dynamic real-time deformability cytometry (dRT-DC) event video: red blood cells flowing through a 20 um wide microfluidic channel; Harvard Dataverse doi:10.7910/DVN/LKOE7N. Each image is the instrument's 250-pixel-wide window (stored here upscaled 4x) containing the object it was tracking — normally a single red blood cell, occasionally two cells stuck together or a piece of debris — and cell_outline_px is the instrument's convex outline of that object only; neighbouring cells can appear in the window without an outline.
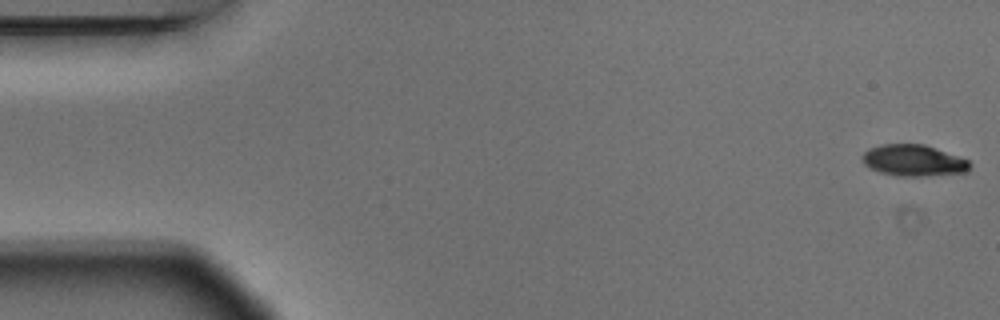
{"species": "Egyptian fruit bat (a non-hibernating species)", "species_latin": "Rousettus aegyptiacus", "temperature_condition": "warm", "stored_images_in_passage": 6, "camera_frame_rate_fps": 3000, "um_per_image_px": 0.085, "animal": {"sex": "male"}, "frame": {"image": 1, "passage_image": 1, "time_ms": 0.0, "image_size_px": [1000, 320], "cell_outline_px": [[972, 164], [968, 172], [924, 176], [900, 176], [880, 172], [864, 164], [864, 152], [868, 148], [884, 144], [924, 144], [936, 148], [968, 160]], "centroid_in_image_um": [77.69, 13.64], "position_along_channel_um": 7.3, "area_um2": 19.48}}
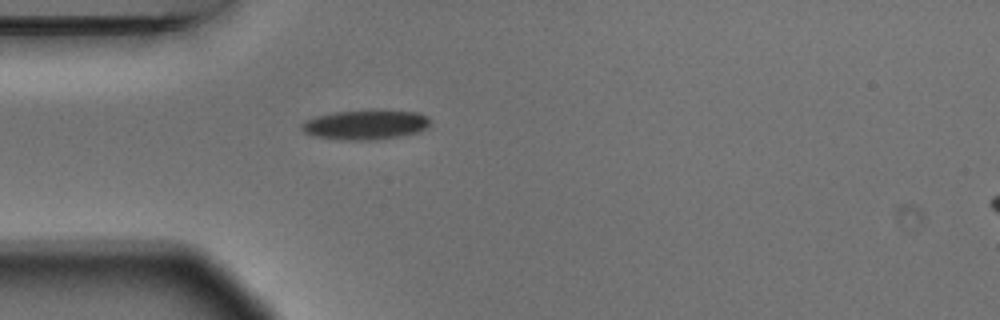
{"frame": {"image": 2, "passage_image": 6, "time_ms": 1.667, "image_size_px": [1000, 320], "cell_outline_px": [[432, 120], [424, 128], [416, 132], [400, 136], [368, 140], [348, 140], [316, 136], [304, 132], [300, 128], [300, 124], [316, 116], [336, 112], [376, 108], [420, 112], [428, 116]], "centroid_in_image_um": [31.11, 10.56], "position_along_channel_um": 53.9, "area_um2": 22.48}}